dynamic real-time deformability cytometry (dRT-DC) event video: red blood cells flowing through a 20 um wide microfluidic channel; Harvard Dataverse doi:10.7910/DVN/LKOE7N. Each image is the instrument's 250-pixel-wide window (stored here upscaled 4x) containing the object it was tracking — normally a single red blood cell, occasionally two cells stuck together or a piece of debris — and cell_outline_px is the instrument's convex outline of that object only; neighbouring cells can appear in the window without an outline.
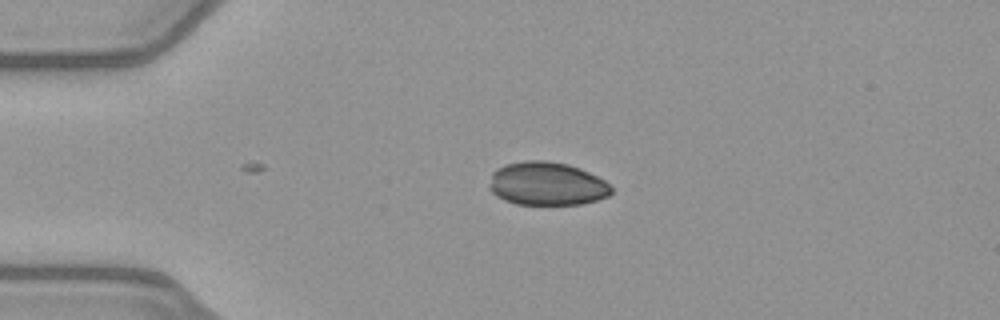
{"species": "common noctule bat (a hibernating species)", "species_latin": "Nyctalus noctula", "temperature_condition": "warm", "stored_images_in_passage": 16, "camera_frame_rate_fps": 3000, "um_per_image_px": 0.085, "animal": {"sex": "female", "body_mass_g": 21.9}, "frame": {"image": 1, "passage_image": 12, "time_ms": 3.667, "image_size_px": [1000, 320], "cell_outline_px": [[612, 192], [608, 196], [584, 204], [516, 204], [504, 200], [496, 196], [488, 188], [492, 172], [496, 168], [504, 164], [524, 160], [544, 160], [568, 164], [580, 168], [604, 180], [612, 188]], "centroid_in_image_um": [46.45, 15.61], "position_along_channel_um": 38.6, "area_um2": 31.04}}